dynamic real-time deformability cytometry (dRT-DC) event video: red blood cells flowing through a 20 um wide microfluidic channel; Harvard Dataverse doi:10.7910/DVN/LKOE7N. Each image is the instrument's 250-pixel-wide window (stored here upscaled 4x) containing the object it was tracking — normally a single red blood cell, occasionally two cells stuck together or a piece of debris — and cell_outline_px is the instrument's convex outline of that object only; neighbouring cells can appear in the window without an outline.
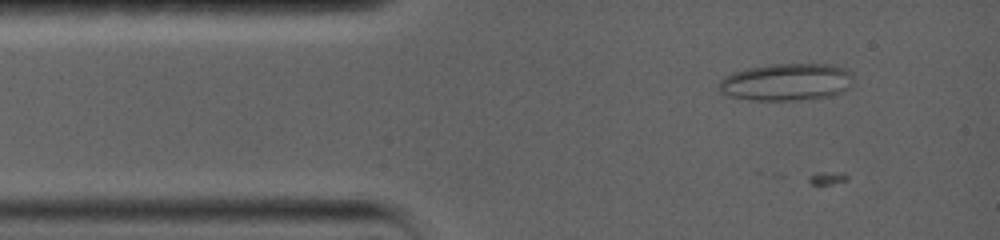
{"species": "common noctule bat (a hibernating species)", "species_latin": "Nyctalus noctula", "temperature_condition": "warm", "stored_images_in_passage": 8, "camera_frame_rate_fps": 5000, "um_per_image_px": 0.085, "animal": {"sex": "female", "body_mass_g": 19.0, "forearm_length_mm": 56.7}, "frame": {"image": 1, "passage_image": 3, "time_ms": 1.2, "image_size_px": [1000, 240], "cell_outline_px": [[852, 80], [848, 88], [844, 92], [832, 96], [796, 100], [752, 100], [728, 96], [720, 92], [716, 84], [724, 76], [732, 72], [748, 68], [768, 64], [836, 64], [848, 68], [852, 72]], "centroid_in_image_um": [66.85, 6.96], "position_along_channel_um": 18.1, "area_um2": 29.71}}
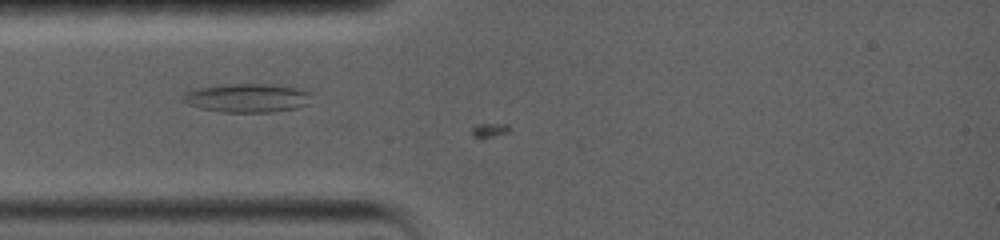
{"frame": {"image": 2, "passage_image": 6, "time_ms": 3.6, "image_size_px": [1000, 240], "cell_outline_px": [[312, 92], [308, 104], [296, 108], [272, 112], [224, 112], [200, 108], [188, 104], [184, 100], [184, 92], [196, 88], [224, 84], [272, 84], [296, 88]], "centroid_in_image_um": [21.03, 8.32], "position_along_channel_um": 64.0, "area_um2": 21.5}}